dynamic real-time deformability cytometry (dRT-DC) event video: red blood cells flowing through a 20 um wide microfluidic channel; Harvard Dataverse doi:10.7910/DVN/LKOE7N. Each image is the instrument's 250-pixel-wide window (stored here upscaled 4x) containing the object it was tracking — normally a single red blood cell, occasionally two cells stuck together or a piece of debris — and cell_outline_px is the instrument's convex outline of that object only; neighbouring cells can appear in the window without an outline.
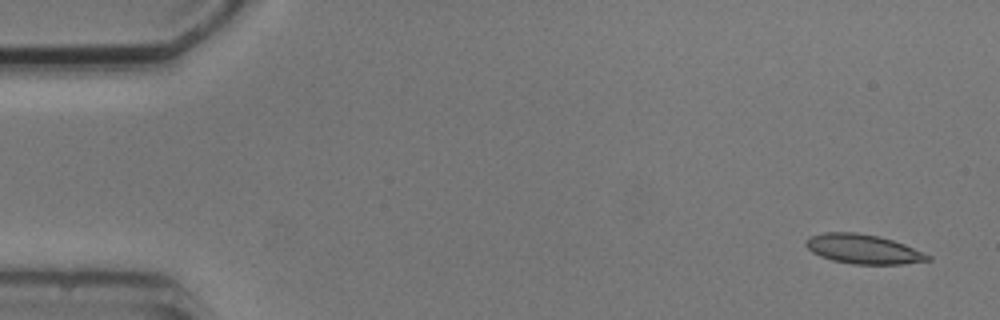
{"species": "common noctule bat (a hibernating species)", "species_latin": "Nyctalus noctula", "temperature_condition": "cold", "stored_images_in_passage": 6, "camera_frame_rate_fps": 3000, "um_per_image_px": 0.085, "animal": {"sex": "male", "body_mass_g": 20.5, "forearm_length_mm": 52.5}, "frame": {"image": 1, "passage_image": 1, "time_ms": 0.0, "image_size_px": [1000, 320], "cell_outline_px": [[932, 260], [904, 264], [852, 264], [832, 260], [820, 256], [812, 252], [804, 244], [808, 236], [824, 232], [856, 232], [880, 236], [904, 244], [932, 256]], "centroid_in_image_um": [73.36, 21.17], "position_along_channel_um": 11.6, "area_um2": 21.04}}